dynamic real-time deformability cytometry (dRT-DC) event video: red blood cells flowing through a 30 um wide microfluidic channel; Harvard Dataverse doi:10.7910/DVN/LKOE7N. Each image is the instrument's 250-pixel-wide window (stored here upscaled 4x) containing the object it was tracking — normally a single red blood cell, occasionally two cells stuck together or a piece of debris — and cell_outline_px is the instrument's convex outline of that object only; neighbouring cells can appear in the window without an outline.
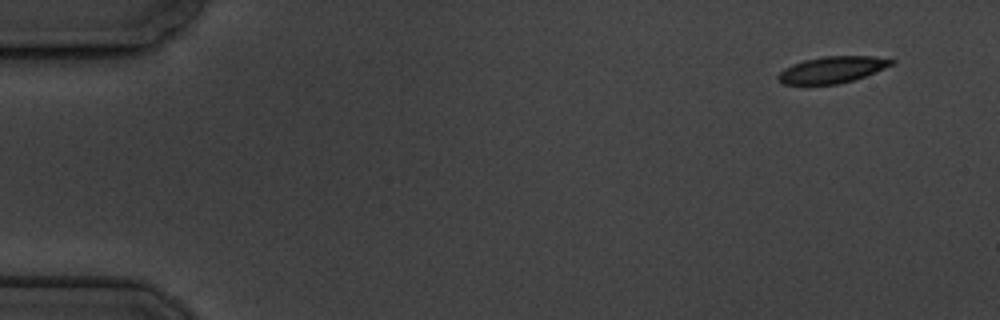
{"species": "common noctule bat (a hibernating species)", "species_latin": "Nyctalus noctula", "temperature_condition": "cold", "stored_images_in_passage": 6, "camera_frame_rate_fps": 3000, "um_per_image_px": 0.085, "animal": {"sex": "male", "body_mass_g": 19.5, "forearm_length_mm": 54.6}, "frame": {"image": 1, "passage_image": 1, "time_ms": 0.0, "image_size_px": [1000, 320], "cell_outline_px": [[896, 64], [864, 76], [840, 84], [784, 84], [776, 76], [784, 68], [792, 64], [804, 60], [824, 56], [876, 56], [896, 60]], "centroid_in_image_um": [70.78, 5.91], "position_along_channel_um": 14.2, "area_um2": 17.51}}
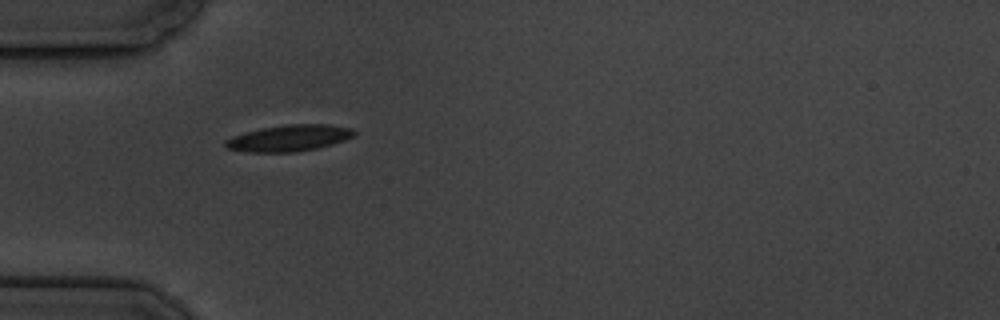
{"frame": {"image": 2, "passage_image": 5, "time_ms": 4.667, "image_size_px": [1000, 320], "cell_outline_px": [[356, 136], [332, 144], [316, 148], [296, 152], [248, 152], [228, 148], [224, 144], [224, 140], [232, 136], [244, 132], [260, 128], [288, 124], [328, 124], [352, 128], [356, 132]], "centroid_in_image_um": [24.58, 11.73], "position_along_channel_um": 60.4, "area_um2": 19.88}}